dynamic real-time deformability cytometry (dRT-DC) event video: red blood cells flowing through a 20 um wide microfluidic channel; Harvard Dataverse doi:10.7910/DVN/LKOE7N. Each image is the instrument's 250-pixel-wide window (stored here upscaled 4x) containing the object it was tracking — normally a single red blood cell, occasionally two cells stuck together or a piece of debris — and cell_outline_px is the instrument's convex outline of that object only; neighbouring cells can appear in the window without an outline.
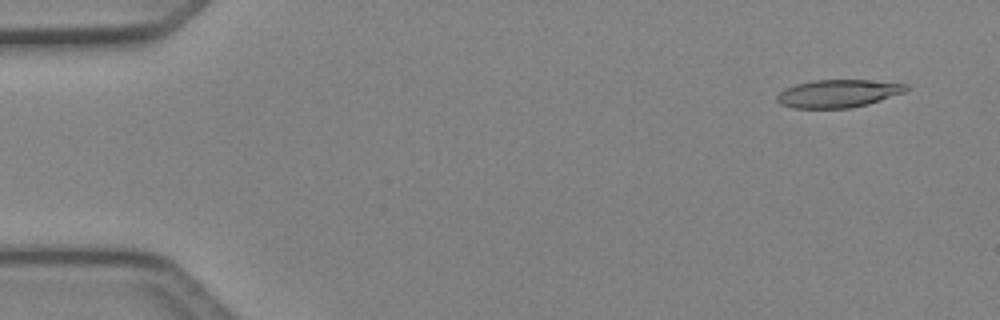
{"species": "Egyptian fruit bat (a non-hibernating species)", "species_latin": "Rousettus aegyptiacus", "temperature_condition": "cold", "stored_images_in_passage": 4, "camera_frame_rate_fps": 3000, "um_per_image_px": 0.085, "animal": {"sex": "female"}, "frame": {"image": 1, "passage_image": 1, "time_ms": 0.0, "image_size_px": [1000, 320], "cell_outline_px": [[908, 88], [904, 92], [868, 104], [852, 108], [792, 108], [780, 104], [776, 100], [776, 96], [784, 88], [796, 84], [812, 80], [868, 80], [908, 84]], "centroid_in_image_um": [71.2, 7.95], "position_along_channel_um": 13.8, "area_um2": 20.98}}
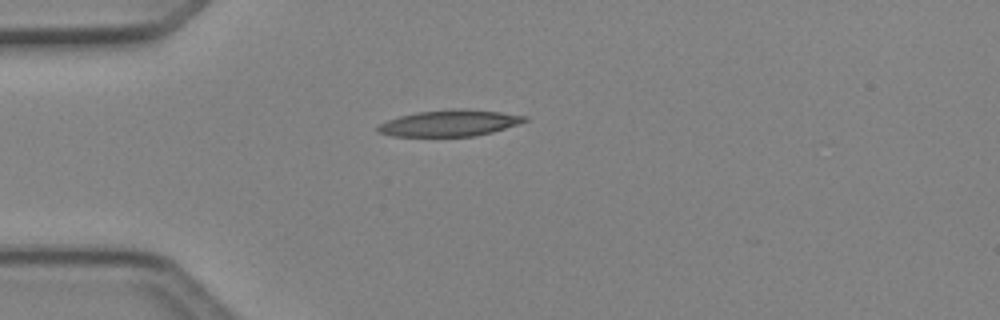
{"frame": {"image": 2, "passage_image": 4, "time_ms": 1.0, "image_size_px": [1000, 320], "cell_outline_px": [[528, 120], [492, 132], [472, 136], [392, 136], [376, 132], [376, 128], [380, 124], [388, 120], [400, 116], [416, 112], [452, 108], [464, 108], [500, 112], [528, 116]], "centroid_in_image_um": [38.19, 10.45], "position_along_channel_um": 46.8, "area_um2": 22.48}}